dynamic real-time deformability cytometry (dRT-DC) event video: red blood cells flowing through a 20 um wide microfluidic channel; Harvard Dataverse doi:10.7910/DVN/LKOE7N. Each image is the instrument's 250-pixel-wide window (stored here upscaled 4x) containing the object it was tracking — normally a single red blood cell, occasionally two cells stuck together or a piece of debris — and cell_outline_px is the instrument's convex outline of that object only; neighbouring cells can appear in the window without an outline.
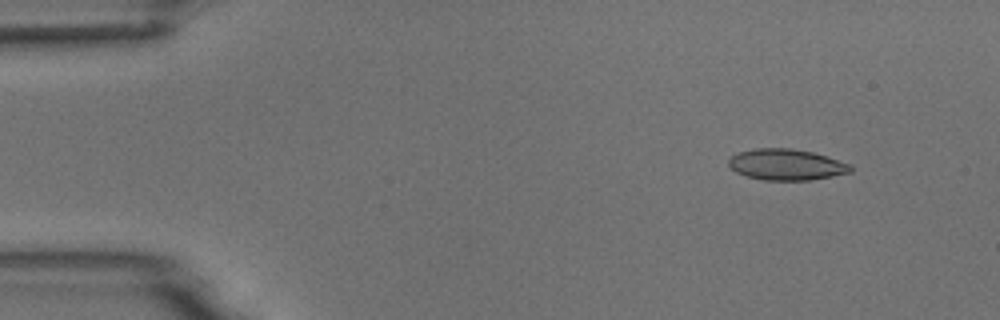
{"species": "common noctule bat (a hibernating species)", "species_latin": "Nyctalus noctula", "temperature_condition": "room temperature", "stored_images_in_passage": 6, "camera_frame_rate_fps": 3000, "um_per_image_px": 0.085, "animal": {"sex": "male", "body_mass_g": 18.8}, "frame": {"image": 1, "passage_image": 2, "time_ms": 1.0, "image_size_px": [1000, 320], "cell_outline_px": [[852, 172], [812, 180], [764, 180], [748, 176], [736, 172], [728, 164], [728, 160], [736, 152], [756, 148], [792, 148], [812, 152], [852, 164]], "centroid_in_image_um": [66.85, 13.98], "position_along_channel_um": 18.2, "area_um2": 22.14}}
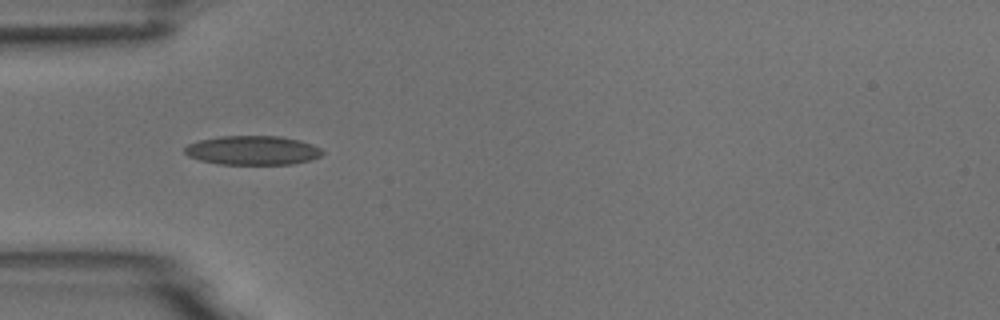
{"frame": {"image": 2, "passage_image": 5, "time_ms": 4.667, "image_size_px": [1000, 320], "cell_outline_px": [[324, 152], [320, 156], [312, 160], [292, 164], [220, 164], [200, 160], [188, 156], [184, 152], [184, 148], [188, 144], [200, 140], [220, 136], [280, 136], [300, 140], [312, 144], [320, 148]], "centroid_in_image_um": [21.49, 12.78], "position_along_channel_um": 63.5, "area_um2": 23.41}}